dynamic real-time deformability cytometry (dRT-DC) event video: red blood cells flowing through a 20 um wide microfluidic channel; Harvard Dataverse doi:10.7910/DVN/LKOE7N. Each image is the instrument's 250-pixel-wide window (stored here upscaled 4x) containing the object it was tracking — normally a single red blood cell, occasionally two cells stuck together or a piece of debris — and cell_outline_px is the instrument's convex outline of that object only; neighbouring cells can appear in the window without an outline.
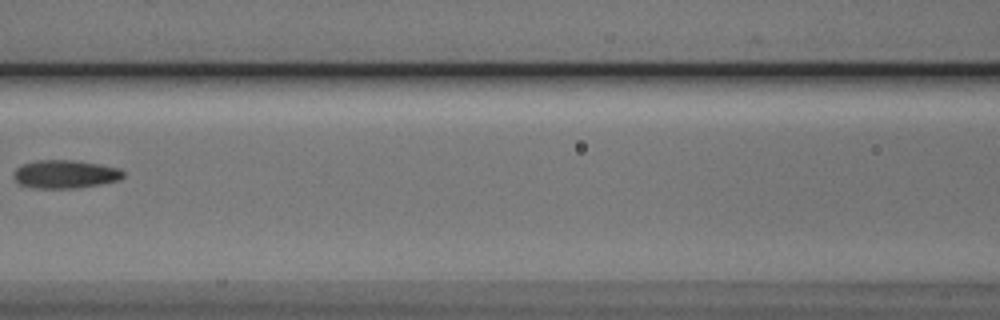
{"species": "Egyptian fruit bat (a non-hibernating species)", "species_latin": "Rousettus aegyptiacus", "temperature_condition": "cold", "stored_images_in_passage": 4, "camera_frame_rate_fps": 3000, "um_per_image_px": 0.085, "animal": {"sex": "male"}, "frame": {"image": 1, "passage_image": 4, "time_ms": 1.0, "image_size_px": [1000, 320], "cell_outline_px": [[124, 176], [120, 180], [100, 184], [76, 188], [32, 188], [20, 184], [12, 176], [12, 172], [16, 168], [24, 164], [36, 160], [72, 160], [100, 164], [120, 168], [124, 172]], "centroid_in_image_um": [5.54, 14.8], "position_along_channel_um": 161.1, "area_um2": 18.15}}